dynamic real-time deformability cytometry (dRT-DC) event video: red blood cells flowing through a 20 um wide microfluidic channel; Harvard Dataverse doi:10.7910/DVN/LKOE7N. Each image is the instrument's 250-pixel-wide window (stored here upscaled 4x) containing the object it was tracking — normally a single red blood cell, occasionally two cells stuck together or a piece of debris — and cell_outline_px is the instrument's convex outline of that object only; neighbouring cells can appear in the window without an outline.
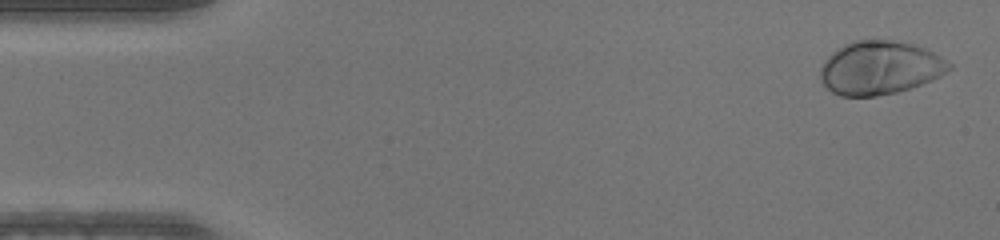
{"species": "human", "species_latin": "Homo sapiens", "temperature_condition": "warm", "stored_images_in_passage": 49, "camera_frame_rate_fps": 3000, "um_per_image_px": 0.085, "donor": {"sex": "male"}, "frame": {"image": 1, "passage_image": 2, "time_ms": 0.333, "image_size_px": [1000, 240], "cell_outline_px": [[952, 68], [940, 76], [932, 80], [896, 92], [876, 96], [840, 96], [832, 92], [820, 80], [820, 68], [824, 60], [832, 52], [844, 44], [852, 40], [892, 40], [912, 44], [924, 48], [940, 56], [952, 64]], "centroid_in_image_um": [74.76, 5.76], "position_along_channel_um": 10.2, "area_um2": 40.06}}
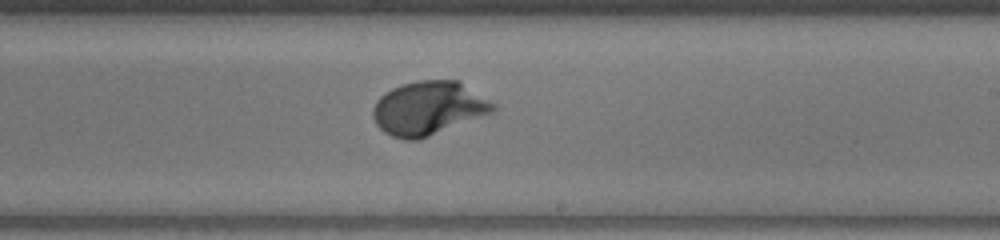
{"frame": {"image": 2, "passage_image": 29, "time_ms": 9.333, "image_size_px": [1000, 240], "cell_outline_px": [[496, 108], [492, 112], [420, 140], [404, 140], [392, 136], [384, 132], [376, 124], [372, 116], [372, 108], [376, 100], [380, 96], [392, 88], [400, 84], [416, 80], [456, 80], [496, 104]], "centroid_in_image_um": [36.36, 9.2], "position_along_channel_um": 252.6, "area_um2": 37.51}}
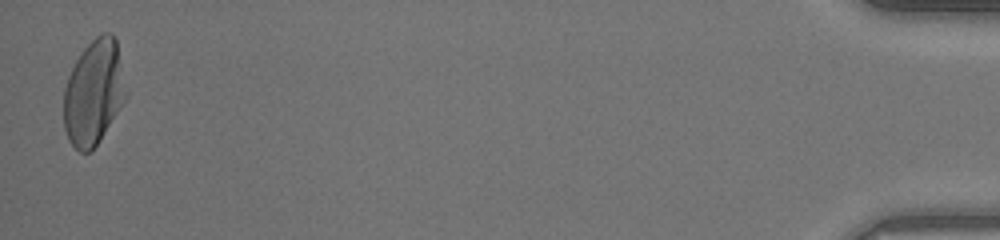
{"frame": {"image": 3, "passage_image": 49, "time_ms": 16.0, "image_size_px": [1000, 240], "cell_outline_px": [[128, 96], [96, 144], [88, 152], [80, 152], [68, 140], [64, 128], [64, 88], [68, 76], [76, 60], [84, 48], [96, 36], [104, 32], [112, 32], [116, 36], [128, 92]], "centroid_in_image_um": [7.99, 7.81], "position_along_channel_um": 427.2, "area_um2": 38.21}}